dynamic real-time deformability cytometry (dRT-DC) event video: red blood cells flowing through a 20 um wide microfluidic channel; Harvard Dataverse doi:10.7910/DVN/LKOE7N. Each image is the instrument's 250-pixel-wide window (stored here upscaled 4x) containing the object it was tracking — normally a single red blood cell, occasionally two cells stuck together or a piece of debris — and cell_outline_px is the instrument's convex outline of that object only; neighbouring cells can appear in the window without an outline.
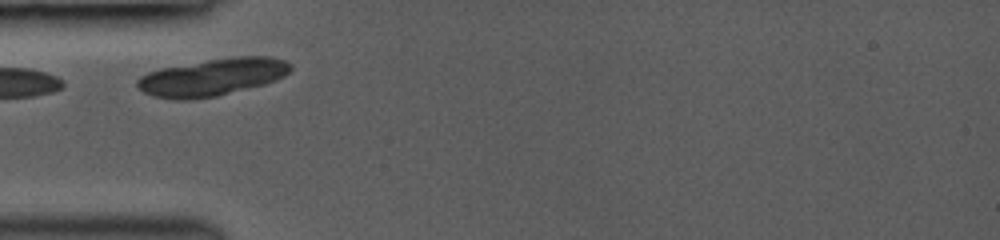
{"species": "common noctule bat (a hibernating species)", "species_latin": "Nyctalus noctula", "temperature_condition": "room temperature", "stored_images_in_passage": 9, "camera_frame_rate_fps": 3000, "um_per_image_px": 0.085, "animal": {"sex": "female", "body_mass_g": 19.0, "forearm_length_mm": 53.3}, "frame": {"image": 1, "passage_image": 1, "time_ms": 0.0, "image_size_px": [1000, 240], "cell_outline_px": [[292, 68], [284, 76], [264, 84], [216, 96], [188, 100], [176, 100], [152, 96], [144, 92], [136, 84], [136, 80], [140, 76], [148, 72], [160, 68], [232, 56], [272, 56], [284, 60], [292, 64]], "centroid_in_image_um": [18.05, 6.55], "position_along_channel_um": 67.0, "area_um2": 33.29}}